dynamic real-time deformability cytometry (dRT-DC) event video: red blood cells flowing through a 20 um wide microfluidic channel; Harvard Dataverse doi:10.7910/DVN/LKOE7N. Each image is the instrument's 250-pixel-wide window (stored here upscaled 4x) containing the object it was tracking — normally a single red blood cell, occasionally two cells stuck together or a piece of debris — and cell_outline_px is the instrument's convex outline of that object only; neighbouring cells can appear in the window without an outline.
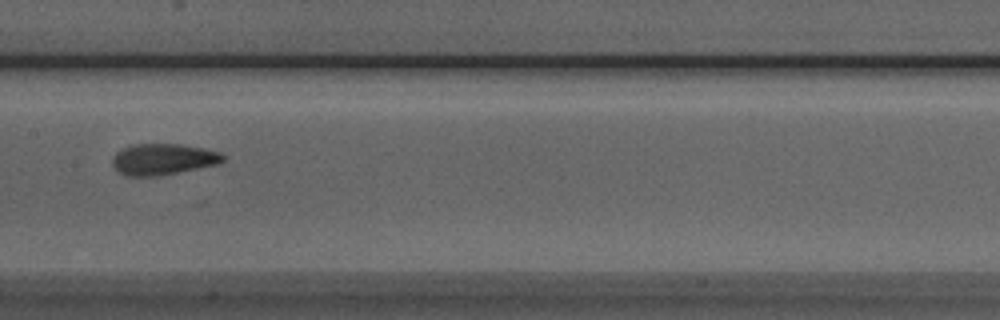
{"species": "Egyptian fruit bat (a non-hibernating species)", "species_latin": "Rousettus aegyptiacus", "temperature_condition": "room temperature", "stored_images_in_passage": 4, "camera_frame_rate_fps": 3000, "um_per_image_px": 0.085, "animal": {"sex": "male"}, "frame": {"image": 1, "passage_image": 4, "time_ms": 3.333, "image_size_px": [1000, 320], "cell_outline_px": [[224, 160], [216, 164], [156, 176], [124, 176], [116, 172], [112, 164], [112, 156], [116, 152], [124, 148], [136, 144], [180, 144], [204, 148], [220, 152], [224, 156]], "centroid_in_image_um": [13.8, 13.53], "position_along_channel_um": 193.6, "area_um2": 20.0}}